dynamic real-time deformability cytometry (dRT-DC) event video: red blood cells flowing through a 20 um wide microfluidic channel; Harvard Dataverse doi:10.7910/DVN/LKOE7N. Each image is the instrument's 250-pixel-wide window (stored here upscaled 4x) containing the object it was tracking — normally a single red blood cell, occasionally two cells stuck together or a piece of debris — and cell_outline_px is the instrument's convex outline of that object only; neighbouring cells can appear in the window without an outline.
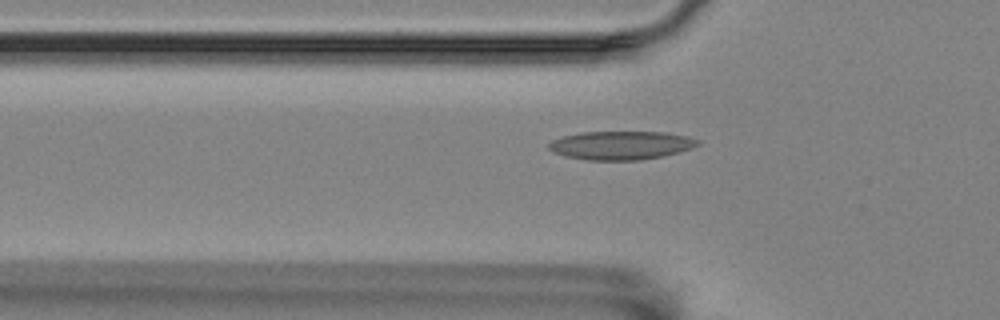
{"species": "Egyptian fruit bat (a non-hibernating species)", "species_latin": "Rousettus aegyptiacus", "temperature_condition": "room temperature", "stored_images_in_passage": 42, "camera_frame_rate_fps": 3000, "um_per_image_px": 0.085, "animal": {"sex": "female"}, "frame": {"image": 1, "passage_image": 8, "time_ms": 2.333, "image_size_px": [1000, 320], "cell_outline_px": [[700, 144], [692, 148], [680, 152], [664, 156], [640, 160], [588, 160], [564, 156], [552, 152], [548, 148], [548, 144], [552, 140], [560, 136], [580, 132], [668, 132], [688, 136], [700, 140]], "centroid_in_image_um": [52.79, 12.35], "position_along_channel_um": 73.0, "area_um2": 25.14}}
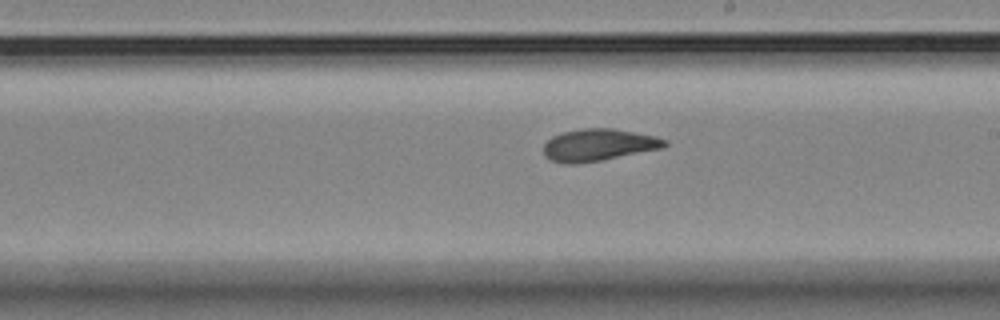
{"frame": {"image": 2, "passage_image": 22, "time_ms": 7.0, "image_size_px": [1000, 320], "cell_outline_px": [[668, 144], [664, 148], [600, 160], [576, 164], [564, 164], [552, 160], [544, 156], [544, 144], [552, 136], [564, 132], [580, 128], [612, 128], [656, 136], [668, 140]], "centroid_in_image_um": [50.88, 12.31], "position_along_channel_um": 238.1, "area_um2": 22.66}}
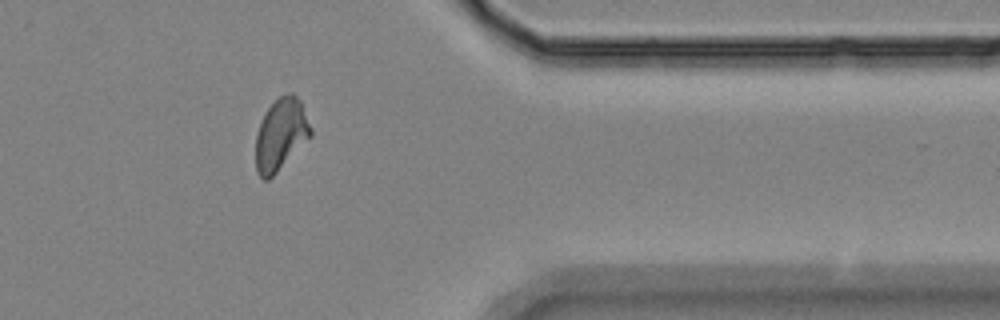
{"frame": {"image": 3, "passage_image": 36, "time_ms": 11.667, "image_size_px": [1000, 320], "cell_outline_px": [[312, 136], [268, 180], [264, 180], [256, 172], [256, 132], [268, 108], [280, 96], [288, 92], [292, 92], [300, 100], [312, 128]], "centroid_in_image_um": [23.88, 11.43], "position_along_channel_um": 387.5, "area_um2": 22.83}, "authors_computed_cell_mechanics": {"area_um2": 22.542, "velocity_mm_per_s": 3.5199, "shape_relaxation_time_tau1_ms": null, "shape_relaxation_time_tau2_ms": 2.2415, "deformation_change_tau1": null, "deformation_change_tau2": 0.0725}}